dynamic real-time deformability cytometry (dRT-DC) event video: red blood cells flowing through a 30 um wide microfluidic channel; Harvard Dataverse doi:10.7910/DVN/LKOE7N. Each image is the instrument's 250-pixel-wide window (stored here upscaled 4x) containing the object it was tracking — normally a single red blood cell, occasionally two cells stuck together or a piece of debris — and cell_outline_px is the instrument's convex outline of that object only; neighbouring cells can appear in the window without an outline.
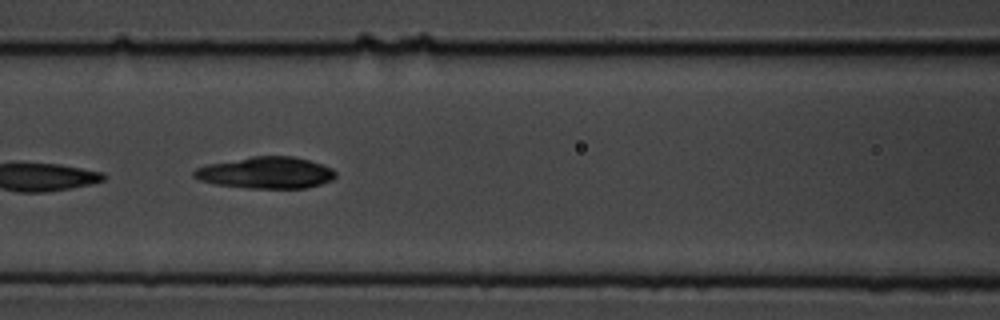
{"species": "common noctule bat (a hibernating species)", "species_latin": "Nyctalus noctula", "temperature_condition": "cold", "stored_images_in_passage": 9, "camera_frame_rate_fps": 3000, "um_per_image_px": 0.085, "animal": {"sex": "male", "body_mass_g": 19.5, "forearm_length_mm": 54.6}, "frame": {"image": 1, "passage_image": 6, "time_ms": 6.0, "image_size_px": [1000, 320], "cell_outline_px": [[336, 176], [332, 180], [320, 184], [304, 188], [248, 188], [216, 184], [200, 180], [192, 176], [192, 172], [196, 168], [208, 164], [252, 156], [292, 156], [308, 160], [332, 168], [336, 172]], "centroid_in_image_um": [22.6, 14.68], "position_along_channel_um": 144.0, "area_um2": 25.95}}